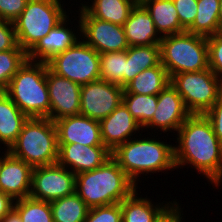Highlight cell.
I'll return each instance as SVG.
<instances>
[{
  "mask_svg": "<svg viewBox=\"0 0 222 222\" xmlns=\"http://www.w3.org/2000/svg\"><path fill=\"white\" fill-rule=\"evenodd\" d=\"M209 68L222 81V32L207 37Z\"/></svg>",
  "mask_w": 222,
  "mask_h": 222,
  "instance_id": "cell-34",
  "label": "cell"
},
{
  "mask_svg": "<svg viewBox=\"0 0 222 222\" xmlns=\"http://www.w3.org/2000/svg\"><path fill=\"white\" fill-rule=\"evenodd\" d=\"M5 93L28 118L50 119L46 63L27 59L10 80Z\"/></svg>",
  "mask_w": 222,
  "mask_h": 222,
  "instance_id": "cell-4",
  "label": "cell"
},
{
  "mask_svg": "<svg viewBox=\"0 0 222 222\" xmlns=\"http://www.w3.org/2000/svg\"><path fill=\"white\" fill-rule=\"evenodd\" d=\"M129 46H149L159 44L162 36H157L153 20L145 7L138 2L123 25Z\"/></svg>",
  "mask_w": 222,
  "mask_h": 222,
  "instance_id": "cell-20",
  "label": "cell"
},
{
  "mask_svg": "<svg viewBox=\"0 0 222 222\" xmlns=\"http://www.w3.org/2000/svg\"><path fill=\"white\" fill-rule=\"evenodd\" d=\"M46 82L50 100V120L80 115L81 86L52 72L46 63Z\"/></svg>",
  "mask_w": 222,
  "mask_h": 222,
  "instance_id": "cell-13",
  "label": "cell"
},
{
  "mask_svg": "<svg viewBox=\"0 0 222 222\" xmlns=\"http://www.w3.org/2000/svg\"><path fill=\"white\" fill-rule=\"evenodd\" d=\"M18 45L13 22L0 19V52Z\"/></svg>",
  "mask_w": 222,
  "mask_h": 222,
  "instance_id": "cell-37",
  "label": "cell"
},
{
  "mask_svg": "<svg viewBox=\"0 0 222 222\" xmlns=\"http://www.w3.org/2000/svg\"><path fill=\"white\" fill-rule=\"evenodd\" d=\"M126 62V50L100 54V79L124 88Z\"/></svg>",
  "mask_w": 222,
  "mask_h": 222,
  "instance_id": "cell-29",
  "label": "cell"
},
{
  "mask_svg": "<svg viewBox=\"0 0 222 222\" xmlns=\"http://www.w3.org/2000/svg\"><path fill=\"white\" fill-rule=\"evenodd\" d=\"M181 27L186 31L194 22L198 13V0H173Z\"/></svg>",
  "mask_w": 222,
  "mask_h": 222,
  "instance_id": "cell-35",
  "label": "cell"
},
{
  "mask_svg": "<svg viewBox=\"0 0 222 222\" xmlns=\"http://www.w3.org/2000/svg\"><path fill=\"white\" fill-rule=\"evenodd\" d=\"M27 60V53L17 45L14 49L0 52V86L4 89L19 68Z\"/></svg>",
  "mask_w": 222,
  "mask_h": 222,
  "instance_id": "cell-32",
  "label": "cell"
},
{
  "mask_svg": "<svg viewBox=\"0 0 222 222\" xmlns=\"http://www.w3.org/2000/svg\"><path fill=\"white\" fill-rule=\"evenodd\" d=\"M79 29L84 40L99 54L124 51L129 48L122 25L92 17L83 7L79 16Z\"/></svg>",
  "mask_w": 222,
  "mask_h": 222,
  "instance_id": "cell-11",
  "label": "cell"
},
{
  "mask_svg": "<svg viewBox=\"0 0 222 222\" xmlns=\"http://www.w3.org/2000/svg\"><path fill=\"white\" fill-rule=\"evenodd\" d=\"M58 149L55 122L33 117L25 121L17 140L7 151L34 168L56 164Z\"/></svg>",
  "mask_w": 222,
  "mask_h": 222,
  "instance_id": "cell-5",
  "label": "cell"
},
{
  "mask_svg": "<svg viewBox=\"0 0 222 222\" xmlns=\"http://www.w3.org/2000/svg\"><path fill=\"white\" fill-rule=\"evenodd\" d=\"M67 17L69 16L62 19L27 53L28 60L47 63L55 55L64 52L78 41L75 33L68 27L66 28Z\"/></svg>",
  "mask_w": 222,
  "mask_h": 222,
  "instance_id": "cell-19",
  "label": "cell"
},
{
  "mask_svg": "<svg viewBox=\"0 0 222 222\" xmlns=\"http://www.w3.org/2000/svg\"><path fill=\"white\" fill-rule=\"evenodd\" d=\"M55 74L80 86L100 79V54L83 39L47 62Z\"/></svg>",
  "mask_w": 222,
  "mask_h": 222,
  "instance_id": "cell-9",
  "label": "cell"
},
{
  "mask_svg": "<svg viewBox=\"0 0 222 222\" xmlns=\"http://www.w3.org/2000/svg\"><path fill=\"white\" fill-rule=\"evenodd\" d=\"M212 124L215 135L222 144V94L215 104L205 113Z\"/></svg>",
  "mask_w": 222,
  "mask_h": 222,
  "instance_id": "cell-38",
  "label": "cell"
},
{
  "mask_svg": "<svg viewBox=\"0 0 222 222\" xmlns=\"http://www.w3.org/2000/svg\"><path fill=\"white\" fill-rule=\"evenodd\" d=\"M54 222H84L89 207L76 194L50 202Z\"/></svg>",
  "mask_w": 222,
  "mask_h": 222,
  "instance_id": "cell-28",
  "label": "cell"
},
{
  "mask_svg": "<svg viewBox=\"0 0 222 222\" xmlns=\"http://www.w3.org/2000/svg\"><path fill=\"white\" fill-rule=\"evenodd\" d=\"M13 208L22 222H54L50 202L25 197L14 201Z\"/></svg>",
  "mask_w": 222,
  "mask_h": 222,
  "instance_id": "cell-31",
  "label": "cell"
},
{
  "mask_svg": "<svg viewBox=\"0 0 222 222\" xmlns=\"http://www.w3.org/2000/svg\"><path fill=\"white\" fill-rule=\"evenodd\" d=\"M178 147L174 146L175 166L191 164L219 186L222 182V144L205 114H191L180 126Z\"/></svg>",
  "mask_w": 222,
  "mask_h": 222,
  "instance_id": "cell-1",
  "label": "cell"
},
{
  "mask_svg": "<svg viewBox=\"0 0 222 222\" xmlns=\"http://www.w3.org/2000/svg\"><path fill=\"white\" fill-rule=\"evenodd\" d=\"M170 77L161 62L137 74L125 87L123 93L158 95L168 84Z\"/></svg>",
  "mask_w": 222,
  "mask_h": 222,
  "instance_id": "cell-24",
  "label": "cell"
},
{
  "mask_svg": "<svg viewBox=\"0 0 222 222\" xmlns=\"http://www.w3.org/2000/svg\"><path fill=\"white\" fill-rule=\"evenodd\" d=\"M55 125L58 144L79 143L86 146H104L99 121L80 114L56 120Z\"/></svg>",
  "mask_w": 222,
  "mask_h": 222,
  "instance_id": "cell-17",
  "label": "cell"
},
{
  "mask_svg": "<svg viewBox=\"0 0 222 222\" xmlns=\"http://www.w3.org/2000/svg\"><path fill=\"white\" fill-rule=\"evenodd\" d=\"M14 200L0 191V221L13 209Z\"/></svg>",
  "mask_w": 222,
  "mask_h": 222,
  "instance_id": "cell-39",
  "label": "cell"
},
{
  "mask_svg": "<svg viewBox=\"0 0 222 222\" xmlns=\"http://www.w3.org/2000/svg\"><path fill=\"white\" fill-rule=\"evenodd\" d=\"M197 7L195 20L186 31L204 37L222 32L219 25L220 0H198Z\"/></svg>",
  "mask_w": 222,
  "mask_h": 222,
  "instance_id": "cell-27",
  "label": "cell"
},
{
  "mask_svg": "<svg viewBox=\"0 0 222 222\" xmlns=\"http://www.w3.org/2000/svg\"><path fill=\"white\" fill-rule=\"evenodd\" d=\"M66 16L60 0H29L13 22L18 45L28 53Z\"/></svg>",
  "mask_w": 222,
  "mask_h": 222,
  "instance_id": "cell-7",
  "label": "cell"
},
{
  "mask_svg": "<svg viewBox=\"0 0 222 222\" xmlns=\"http://www.w3.org/2000/svg\"><path fill=\"white\" fill-rule=\"evenodd\" d=\"M170 84L191 114H205L222 94V81L210 68L172 75Z\"/></svg>",
  "mask_w": 222,
  "mask_h": 222,
  "instance_id": "cell-8",
  "label": "cell"
},
{
  "mask_svg": "<svg viewBox=\"0 0 222 222\" xmlns=\"http://www.w3.org/2000/svg\"><path fill=\"white\" fill-rule=\"evenodd\" d=\"M32 171L31 165L15 158L6 150L4 156H0V191L14 201L29 197Z\"/></svg>",
  "mask_w": 222,
  "mask_h": 222,
  "instance_id": "cell-16",
  "label": "cell"
},
{
  "mask_svg": "<svg viewBox=\"0 0 222 222\" xmlns=\"http://www.w3.org/2000/svg\"><path fill=\"white\" fill-rule=\"evenodd\" d=\"M219 25L222 30V0H220V8H219Z\"/></svg>",
  "mask_w": 222,
  "mask_h": 222,
  "instance_id": "cell-42",
  "label": "cell"
},
{
  "mask_svg": "<svg viewBox=\"0 0 222 222\" xmlns=\"http://www.w3.org/2000/svg\"><path fill=\"white\" fill-rule=\"evenodd\" d=\"M5 94V89L0 86V97H2Z\"/></svg>",
  "mask_w": 222,
  "mask_h": 222,
  "instance_id": "cell-43",
  "label": "cell"
},
{
  "mask_svg": "<svg viewBox=\"0 0 222 222\" xmlns=\"http://www.w3.org/2000/svg\"><path fill=\"white\" fill-rule=\"evenodd\" d=\"M159 45L160 62L169 77L209 68L207 37L185 31L163 36Z\"/></svg>",
  "mask_w": 222,
  "mask_h": 222,
  "instance_id": "cell-6",
  "label": "cell"
},
{
  "mask_svg": "<svg viewBox=\"0 0 222 222\" xmlns=\"http://www.w3.org/2000/svg\"><path fill=\"white\" fill-rule=\"evenodd\" d=\"M58 163L34 167L29 197L51 202L75 193L76 175Z\"/></svg>",
  "mask_w": 222,
  "mask_h": 222,
  "instance_id": "cell-10",
  "label": "cell"
},
{
  "mask_svg": "<svg viewBox=\"0 0 222 222\" xmlns=\"http://www.w3.org/2000/svg\"><path fill=\"white\" fill-rule=\"evenodd\" d=\"M122 102L132 114V117L143 128L151 121L156 111L157 95L123 93Z\"/></svg>",
  "mask_w": 222,
  "mask_h": 222,
  "instance_id": "cell-30",
  "label": "cell"
},
{
  "mask_svg": "<svg viewBox=\"0 0 222 222\" xmlns=\"http://www.w3.org/2000/svg\"><path fill=\"white\" fill-rule=\"evenodd\" d=\"M139 0H93L92 5L82 7L94 18L124 25Z\"/></svg>",
  "mask_w": 222,
  "mask_h": 222,
  "instance_id": "cell-25",
  "label": "cell"
},
{
  "mask_svg": "<svg viewBox=\"0 0 222 222\" xmlns=\"http://www.w3.org/2000/svg\"><path fill=\"white\" fill-rule=\"evenodd\" d=\"M121 204L96 206L89 209L84 222H122Z\"/></svg>",
  "mask_w": 222,
  "mask_h": 222,
  "instance_id": "cell-33",
  "label": "cell"
},
{
  "mask_svg": "<svg viewBox=\"0 0 222 222\" xmlns=\"http://www.w3.org/2000/svg\"><path fill=\"white\" fill-rule=\"evenodd\" d=\"M180 206L176 204L164 217L160 222H182L181 219V210Z\"/></svg>",
  "mask_w": 222,
  "mask_h": 222,
  "instance_id": "cell-40",
  "label": "cell"
},
{
  "mask_svg": "<svg viewBox=\"0 0 222 222\" xmlns=\"http://www.w3.org/2000/svg\"><path fill=\"white\" fill-rule=\"evenodd\" d=\"M29 0H0V19L14 22Z\"/></svg>",
  "mask_w": 222,
  "mask_h": 222,
  "instance_id": "cell-36",
  "label": "cell"
},
{
  "mask_svg": "<svg viewBox=\"0 0 222 222\" xmlns=\"http://www.w3.org/2000/svg\"><path fill=\"white\" fill-rule=\"evenodd\" d=\"M0 222H22L18 212L13 208Z\"/></svg>",
  "mask_w": 222,
  "mask_h": 222,
  "instance_id": "cell-41",
  "label": "cell"
},
{
  "mask_svg": "<svg viewBox=\"0 0 222 222\" xmlns=\"http://www.w3.org/2000/svg\"><path fill=\"white\" fill-rule=\"evenodd\" d=\"M124 88L98 79L81 86L80 114L101 121L122 102Z\"/></svg>",
  "mask_w": 222,
  "mask_h": 222,
  "instance_id": "cell-12",
  "label": "cell"
},
{
  "mask_svg": "<svg viewBox=\"0 0 222 222\" xmlns=\"http://www.w3.org/2000/svg\"><path fill=\"white\" fill-rule=\"evenodd\" d=\"M27 119L6 93L0 97V142L7 150L17 140Z\"/></svg>",
  "mask_w": 222,
  "mask_h": 222,
  "instance_id": "cell-23",
  "label": "cell"
},
{
  "mask_svg": "<svg viewBox=\"0 0 222 222\" xmlns=\"http://www.w3.org/2000/svg\"><path fill=\"white\" fill-rule=\"evenodd\" d=\"M126 53L125 86L143 70L155 67L160 63L159 44L149 46H129Z\"/></svg>",
  "mask_w": 222,
  "mask_h": 222,
  "instance_id": "cell-26",
  "label": "cell"
},
{
  "mask_svg": "<svg viewBox=\"0 0 222 222\" xmlns=\"http://www.w3.org/2000/svg\"><path fill=\"white\" fill-rule=\"evenodd\" d=\"M136 187L112 157L94 170L76 174L75 192L89 208L121 203Z\"/></svg>",
  "mask_w": 222,
  "mask_h": 222,
  "instance_id": "cell-2",
  "label": "cell"
},
{
  "mask_svg": "<svg viewBox=\"0 0 222 222\" xmlns=\"http://www.w3.org/2000/svg\"><path fill=\"white\" fill-rule=\"evenodd\" d=\"M139 2L150 14L160 36L185 32L181 27L173 0H139Z\"/></svg>",
  "mask_w": 222,
  "mask_h": 222,
  "instance_id": "cell-22",
  "label": "cell"
},
{
  "mask_svg": "<svg viewBox=\"0 0 222 222\" xmlns=\"http://www.w3.org/2000/svg\"><path fill=\"white\" fill-rule=\"evenodd\" d=\"M103 145L111 152L120 144L127 142L142 128L132 117L123 102L107 117L100 121Z\"/></svg>",
  "mask_w": 222,
  "mask_h": 222,
  "instance_id": "cell-18",
  "label": "cell"
},
{
  "mask_svg": "<svg viewBox=\"0 0 222 222\" xmlns=\"http://www.w3.org/2000/svg\"><path fill=\"white\" fill-rule=\"evenodd\" d=\"M136 189L121 204L122 222H160L177 204L176 201L154 206L148 198L137 197ZM175 203V204H174Z\"/></svg>",
  "mask_w": 222,
  "mask_h": 222,
  "instance_id": "cell-21",
  "label": "cell"
},
{
  "mask_svg": "<svg viewBox=\"0 0 222 222\" xmlns=\"http://www.w3.org/2000/svg\"><path fill=\"white\" fill-rule=\"evenodd\" d=\"M58 164L69 167L75 175L94 170L111 158L106 146H86L79 143L58 144Z\"/></svg>",
  "mask_w": 222,
  "mask_h": 222,
  "instance_id": "cell-15",
  "label": "cell"
},
{
  "mask_svg": "<svg viewBox=\"0 0 222 222\" xmlns=\"http://www.w3.org/2000/svg\"><path fill=\"white\" fill-rule=\"evenodd\" d=\"M191 115L184 105L183 99L169 83L157 95V107L146 128H160L163 132L178 131L180 126Z\"/></svg>",
  "mask_w": 222,
  "mask_h": 222,
  "instance_id": "cell-14",
  "label": "cell"
},
{
  "mask_svg": "<svg viewBox=\"0 0 222 222\" xmlns=\"http://www.w3.org/2000/svg\"><path fill=\"white\" fill-rule=\"evenodd\" d=\"M111 157L135 184L140 174L176 169L174 146L153 139H135L118 145Z\"/></svg>",
  "mask_w": 222,
  "mask_h": 222,
  "instance_id": "cell-3",
  "label": "cell"
}]
</instances>
